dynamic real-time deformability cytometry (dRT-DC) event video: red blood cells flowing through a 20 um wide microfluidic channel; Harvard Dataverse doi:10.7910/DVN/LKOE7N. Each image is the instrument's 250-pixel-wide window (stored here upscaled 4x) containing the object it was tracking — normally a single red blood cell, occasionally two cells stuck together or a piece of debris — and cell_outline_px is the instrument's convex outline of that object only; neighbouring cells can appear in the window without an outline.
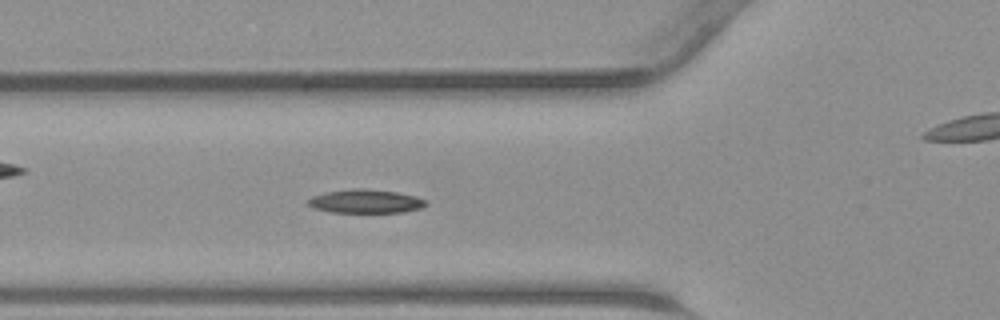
{"species": "common noctule bat (a hibernating species)", "species_latin": "Nyctalus noctula", "temperature_condition": "warm", "stored_images_in_passage": 37, "camera_frame_rate_fps": 3000, "um_per_image_px": 0.085, "animal": {"sex": "male", "body_mass_g": 23.1, "forearm_length_mm": 52.7}, "frame": {"image": 1, "passage_image": 7, "time_ms": 2.0, "image_size_px": [1000, 320], "cell_outline_px": [[428, 204], [420, 208], [404, 212], [332, 212], [312, 208], [304, 200], [312, 196], [324, 192], [352, 188], [364, 188], [396, 192], [416, 196], [428, 200]], "centroid_in_image_um": [31.05, 17.1], "position_along_channel_um": 94.8, "area_um2": 16.47}}
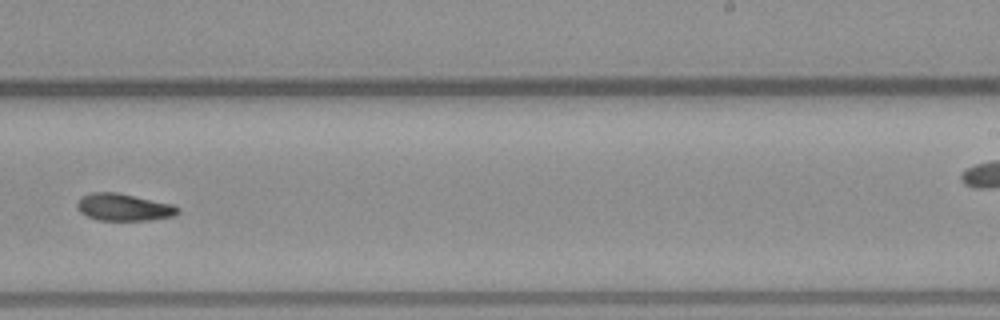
{"frame": {"image": 2, "passage_image": 19, "time_ms": 6.0, "image_size_px": [1000, 320], "cell_outline_px": [[180, 212], [172, 216], [152, 220], [96, 220], [80, 212], [76, 208], [76, 204], [80, 196], [92, 192], [116, 192], [172, 204], [180, 208]], "centroid_in_image_um": [10.48, 17.61], "position_along_channel_um": 278.5, "area_um2": 16.01}}
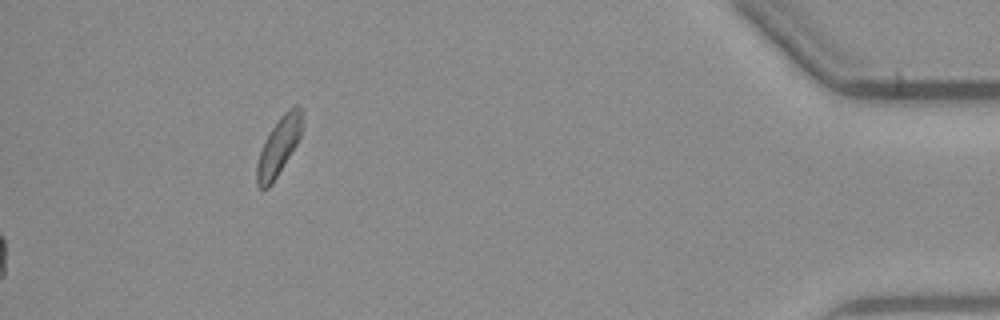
{"frame": {"image": 3, "passage_image": 37, "time_ms": 12.0, "image_size_px": [1000, 320], "cell_outline_px": [[300, 136], [296, 144], [272, 184], [268, 188], [260, 188], [256, 184], [256, 164], [264, 140], [280, 116], [288, 108], [296, 104], [300, 104]], "centroid_in_image_um": [23.64, 12.46], "position_along_channel_um": 411.6, "area_um2": 14.91}}